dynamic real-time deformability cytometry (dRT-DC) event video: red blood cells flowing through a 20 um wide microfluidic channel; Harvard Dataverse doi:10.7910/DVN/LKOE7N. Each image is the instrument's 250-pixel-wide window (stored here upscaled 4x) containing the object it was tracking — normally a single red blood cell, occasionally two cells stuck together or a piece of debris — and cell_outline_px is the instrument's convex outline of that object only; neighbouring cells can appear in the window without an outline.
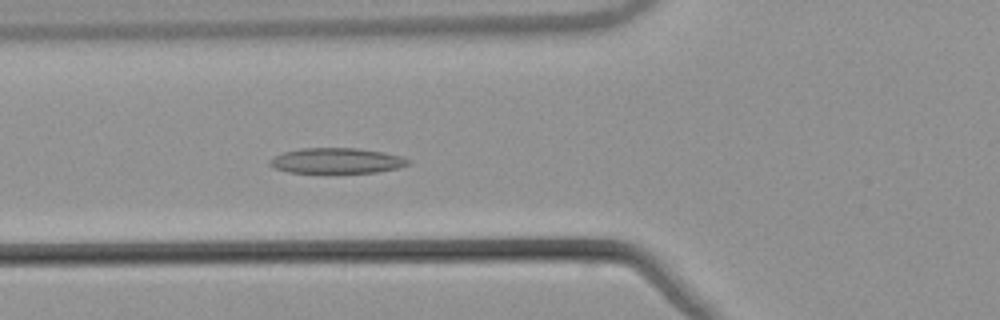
{"species": "common noctule bat (a hibernating species)", "species_latin": "Nyctalus noctula", "temperature_condition": "warm", "stored_images_in_passage": 55, "camera_frame_rate_fps": 3000, "um_per_image_px": 0.085, "animal": {"sex": "male", "body_mass_g": 21.5, "forearm_length_mm": 52.0}, "frame": {"image": 1, "passage_image": 21, "time_ms": 6.667, "image_size_px": [1000, 320], "cell_outline_px": [[408, 164], [396, 168], [376, 172], [288, 172], [276, 168], [268, 164], [268, 160], [284, 152], [300, 148], [356, 148], [384, 152], [400, 156], [408, 160]], "centroid_in_image_um": [28.57, 13.65], "position_along_channel_um": 97.2, "area_um2": 20.11}}
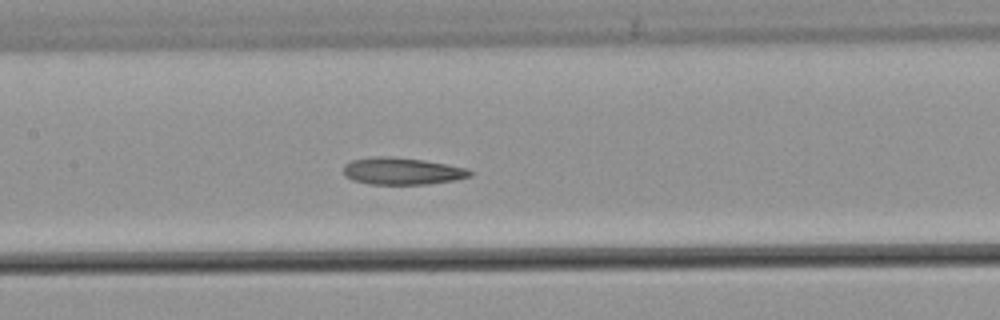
{"frame": {"image": 2, "passage_image": 27, "time_ms": 8.667, "image_size_px": [1000, 320], "cell_outline_px": [[472, 176], [456, 180], [428, 184], [368, 184], [352, 180], [344, 176], [344, 164], [352, 160], [380, 156], [388, 156], [424, 160], [468, 168], [472, 172]], "centroid_in_image_um": [34.19, 14.55], "position_along_channel_um": 173.2, "area_um2": 20.0}}
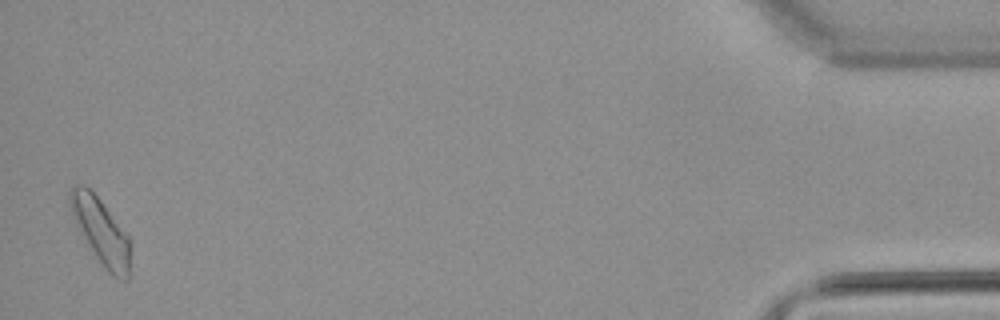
{"frame": {"image": 3, "passage_image": 54, "time_ms": 17.667, "image_size_px": [1000, 320], "cell_outline_px": [[128, 280], [124, 280], [112, 276], [104, 268], [80, 232], [76, 224], [68, 204], [68, 192], [76, 184], [84, 184], [100, 200], [128, 236]], "centroid_in_image_um": [8.51, 19.62], "position_along_channel_um": 426.7, "area_um2": 22.43}, "authors_computed_cell_mechanics": {"area_um2": 20.9814, "velocity_mm_per_s": 3.7989, "shape_relaxation_time_tau1_ms": null, "shape_relaxation_time_tau2_ms": 6.4097, "deformation_change_tau1": null, "deformation_change_tau2": 0.1521}}